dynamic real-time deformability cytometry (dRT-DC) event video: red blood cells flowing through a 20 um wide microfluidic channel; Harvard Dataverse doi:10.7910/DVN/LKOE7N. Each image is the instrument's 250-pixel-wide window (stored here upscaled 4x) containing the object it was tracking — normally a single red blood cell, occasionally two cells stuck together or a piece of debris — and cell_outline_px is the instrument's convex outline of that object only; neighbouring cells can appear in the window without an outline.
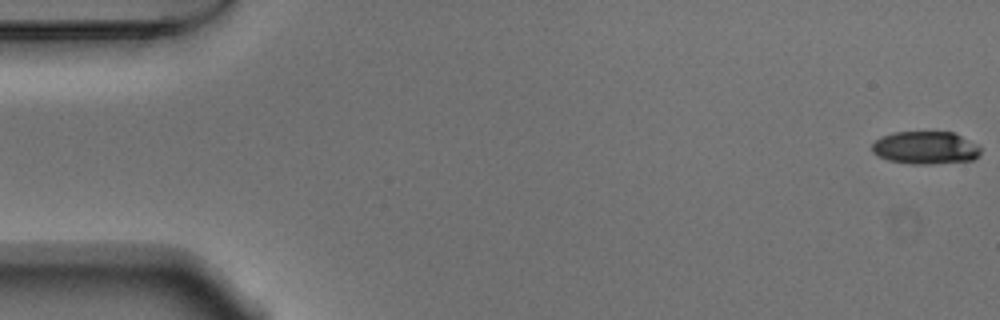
{"species": "Egyptian fruit bat (a non-hibernating species)", "species_latin": "Rousettus aegyptiacus", "temperature_condition": "warm", "stored_images_in_passage": 54, "camera_frame_rate_fps": 3000, "um_per_image_px": 0.085, "animal": {"sex": "male"}, "frame": {"image": 1, "passage_image": 1, "time_ms": 0.0, "image_size_px": [1000, 320], "cell_outline_px": [[980, 152], [972, 160], [932, 164], [908, 164], [888, 160], [876, 156], [872, 152], [872, 144], [880, 136], [892, 132], [952, 132], [976, 144], [980, 148]], "centroid_in_image_um": [78.59, 12.56], "position_along_channel_um": 6.4, "area_um2": 20.75}}
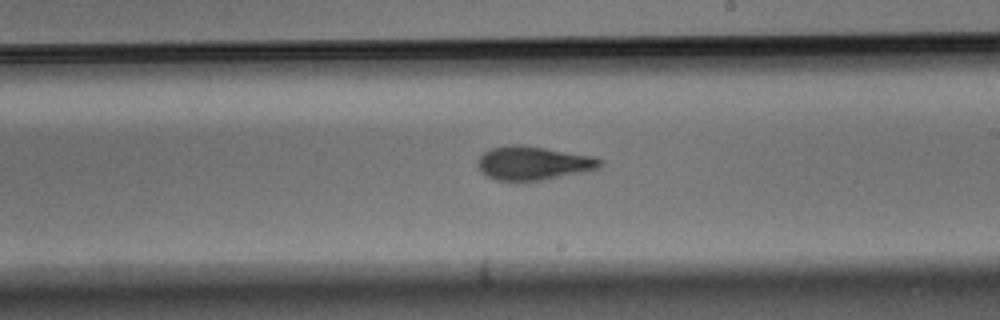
{"frame": {"image": 2, "passage_image": 31, "time_ms": 10.0, "image_size_px": [1000, 320], "cell_outline_px": [[604, 164], [600, 168], [544, 180], [496, 180], [480, 172], [476, 164], [476, 160], [484, 152], [492, 148], [508, 144], [520, 144], [596, 156], [604, 160]], "centroid_in_image_um": [45.35, 13.85], "position_along_channel_um": 243.7, "area_um2": 24.28}}
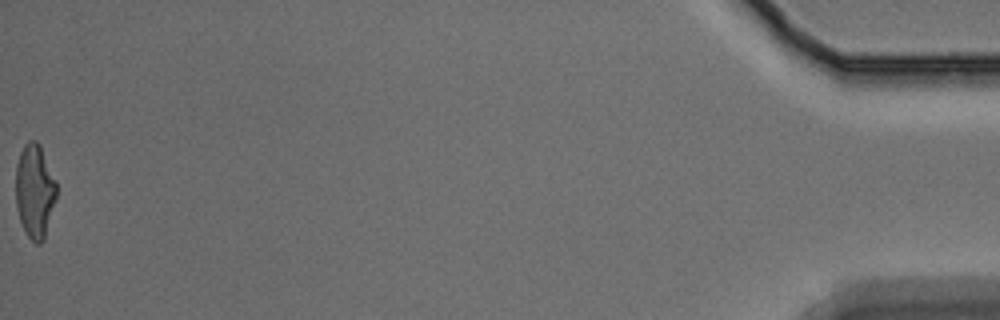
{"frame": {"image": 3, "passage_image": 54, "time_ms": 17.667, "image_size_px": [1000, 320], "cell_outline_px": [[56, 200], [44, 240], [40, 244], [36, 244], [28, 236], [20, 220], [16, 204], [16, 164], [20, 152], [24, 144], [28, 140], [36, 140], [40, 144], [56, 180]], "centroid_in_image_um": [2.96, 16.21], "position_along_channel_um": 432.2, "area_um2": 22.43}, "authors_computed_cell_mechanics": {"area_um2": 23.1778, "velocity_mm_per_s": 3.7849, "shape_relaxation_time_tau1_ms": 4.8849, "shape_relaxation_time_tau2_ms": 2.837, "deformation_change_tau1": 0.1792, "deformation_change_tau2": 0.1104}}